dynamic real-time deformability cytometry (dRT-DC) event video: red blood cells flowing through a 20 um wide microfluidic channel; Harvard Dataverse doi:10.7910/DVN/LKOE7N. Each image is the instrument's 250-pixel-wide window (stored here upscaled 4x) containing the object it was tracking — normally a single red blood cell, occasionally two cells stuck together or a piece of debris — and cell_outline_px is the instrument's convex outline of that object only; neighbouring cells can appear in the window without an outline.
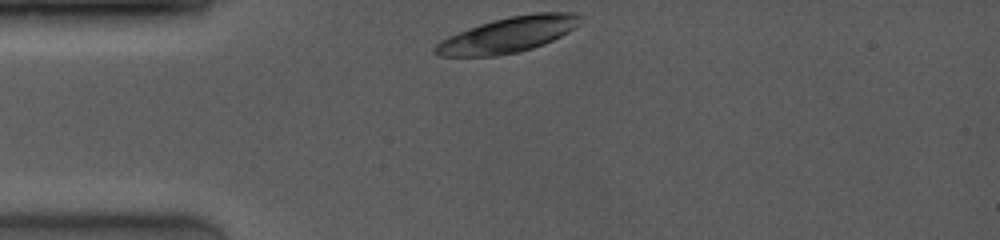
{"species": "common noctule bat (a hibernating species)", "species_latin": "Nyctalus noctula", "temperature_condition": "room temperature", "stored_images_in_passage": 14, "camera_frame_rate_fps": 4000, "um_per_image_px": 0.085, "animal": {"sex": "female", "body_mass_g": 19.0, "forearm_length_mm": 53.3}, "frame": {"image": 1, "passage_image": 1, "time_ms": 0.0, "image_size_px": [1000, 240], "cell_outline_px": [[580, 24], [568, 32], [544, 44], [520, 52], [496, 56], [436, 56], [432, 52], [432, 48], [440, 40], [448, 36], [468, 28], [492, 20], [532, 12], [572, 12], [580, 16]], "centroid_in_image_um": [43.15, 2.96], "position_along_channel_um": 41.8, "area_um2": 30.11}}